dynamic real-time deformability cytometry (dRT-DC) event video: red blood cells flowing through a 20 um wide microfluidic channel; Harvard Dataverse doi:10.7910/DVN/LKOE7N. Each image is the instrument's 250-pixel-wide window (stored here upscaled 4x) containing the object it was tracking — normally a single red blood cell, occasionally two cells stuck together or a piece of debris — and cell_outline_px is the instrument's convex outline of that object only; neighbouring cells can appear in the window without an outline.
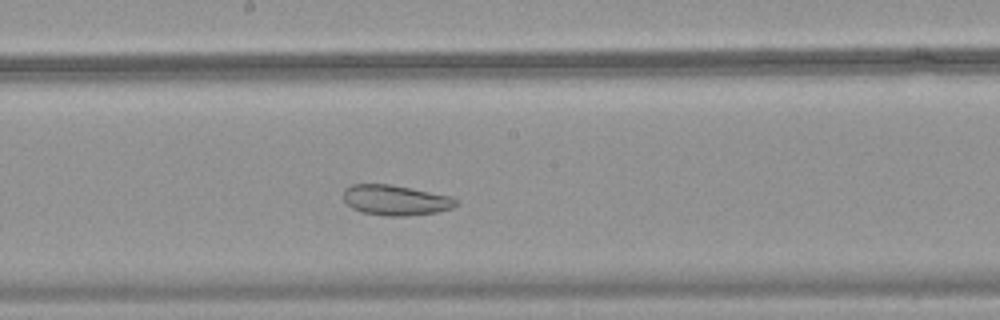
{"species": "common noctule bat (a hibernating species)", "species_latin": "Nyctalus noctula", "temperature_condition": "warm", "stored_images_in_passage": 32, "camera_frame_rate_fps": 3000, "um_per_image_px": 0.085, "animal": {"sex": "female", "body_mass_g": 18.4}, "frame": {"image": 1, "passage_image": 14, "time_ms": 4.333, "image_size_px": [1000, 320], "cell_outline_px": [[460, 204], [452, 208], [440, 212], [408, 216], [384, 216], [360, 212], [352, 208], [344, 200], [344, 188], [352, 184], [388, 184], [412, 188], [452, 196], [460, 200]], "centroid_in_image_um": [33.68, 17.02], "position_along_channel_um": 214.5, "area_um2": 20.29}}
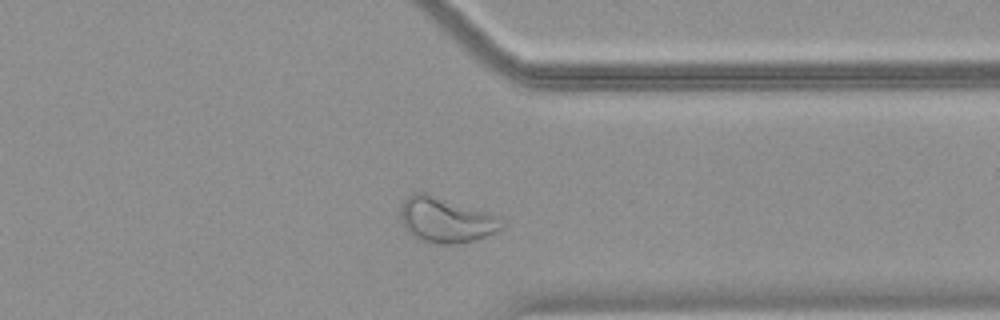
{"frame": {"image": 2, "passage_image": 26, "time_ms": 8.333, "image_size_px": [1000, 320], "cell_outline_px": [[504, 228], [488, 236], [476, 240], [456, 244], [440, 244], [420, 240], [412, 236], [408, 232], [400, 216], [400, 208], [404, 200], [408, 196], [416, 192], [424, 192], [488, 212], [500, 216], [504, 220]], "centroid_in_image_um": [37.94, 18.71], "position_along_channel_um": 373.5, "area_um2": 26.88}}
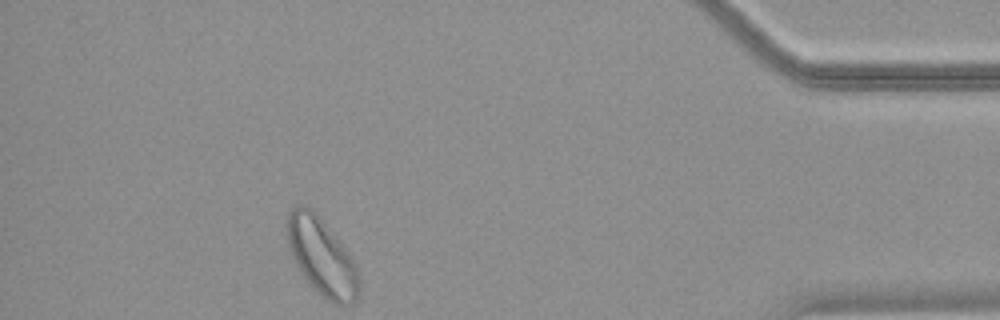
{"frame": {"image": 3, "passage_image": 32, "time_ms": 10.333, "image_size_px": [1000, 320], "cell_outline_px": [[360, 292], [356, 300], [352, 304], [332, 304], [304, 276], [296, 264], [288, 248], [284, 228], [284, 220], [300, 204], [304, 204], [312, 208], [316, 212], [352, 256], [356, 264], [360, 280]], "centroid_in_image_um": [27.35, 21.79], "position_along_channel_um": 407.8, "area_um2": 32.54}}